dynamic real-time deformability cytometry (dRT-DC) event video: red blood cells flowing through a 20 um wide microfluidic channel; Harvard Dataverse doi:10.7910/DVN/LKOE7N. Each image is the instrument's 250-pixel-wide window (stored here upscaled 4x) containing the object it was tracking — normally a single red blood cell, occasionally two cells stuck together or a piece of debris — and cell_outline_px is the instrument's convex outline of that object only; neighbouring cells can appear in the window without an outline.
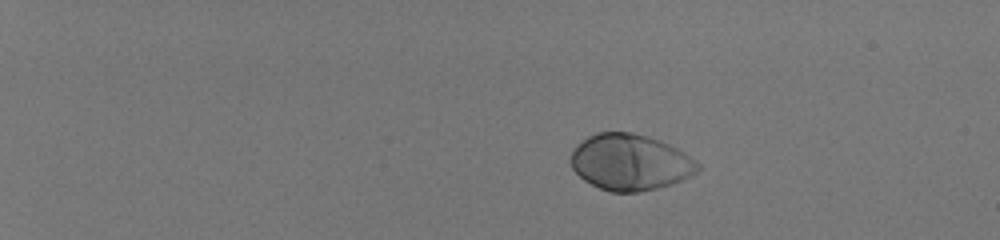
{"species": "human", "species_latin": "Homo sapiens", "temperature_condition": "room temperature", "stored_images_in_passage": 45, "camera_frame_rate_fps": 3000, "um_per_image_px": 0.085, "donor": {"sex": "male"}, "frame": {"image": 1, "passage_image": 1, "time_ms": 0.0, "image_size_px": [1000, 240], "cell_outline_px": [[700, 168], [696, 172], [672, 184], [640, 192], [612, 192], [600, 188], [584, 180], [572, 168], [568, 160], [576, 144], [588, 136], [596, 132], [632, 132], [648, 136], [660, 140], [684, 152], [696, 160], [700, 164]], "centroid_in_image_um": [53.54, 13.78], "position_along_channel_um": 31.5, "area_um2": 41.67}}
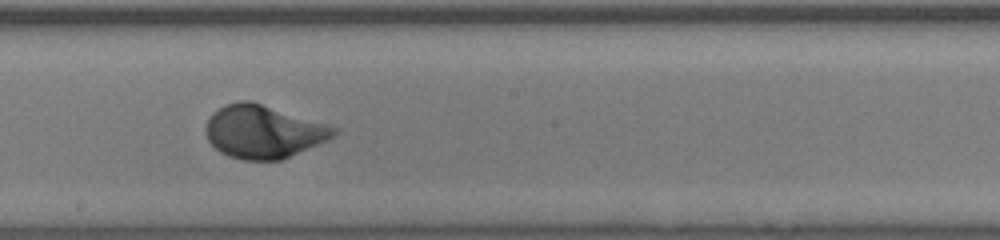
{"frame": {"image": 2, "passage_image": 26, "time_ms": 8.333, "image_size_px": [1000, 240], "cell_outline_px": [[340, 132], [336, 136], [328, 140], [280, 160], [244, 160], [228, 156], [220, 152], [208, 140], [204, 132], [204, 128], [212, 112], [224, 104], [240, 100], [252, 100], [340, 128]], "centroid_in_image_um": [22.39, 11.17], "position_along_channel_um": 225.8, "area_um2": 40.0}}
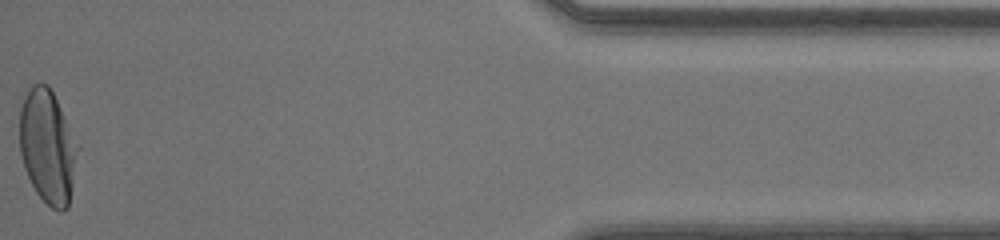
{"frame": {"image": 3, "passage_image": 45, "time_ms": 14.667, "image_size_px": [1000, 240], "cell_outline_px": [[80, 148], [68, 208], [60, 212], [52, 208], [36, 192], [24, 168], [20, 152], [20, 108], [24, 96], [32, 84], [48, 84], [80, 144]], "centroid_in_image_um": [4.08, 12.46], "position_along_channel_um": 431.1, "area_um2": 38.84}, "authors_computed_cell_mechanics": {"area_um2": 39.2462, "velocity_mm_per_s": 4.0927, "shape_relaxation_time_tau1_ms": 2.2658, "shape_relaxation_time_tau2_ms": null, "deformation_change_tau1": 0.1588, "deformation_change_tau2": null}}